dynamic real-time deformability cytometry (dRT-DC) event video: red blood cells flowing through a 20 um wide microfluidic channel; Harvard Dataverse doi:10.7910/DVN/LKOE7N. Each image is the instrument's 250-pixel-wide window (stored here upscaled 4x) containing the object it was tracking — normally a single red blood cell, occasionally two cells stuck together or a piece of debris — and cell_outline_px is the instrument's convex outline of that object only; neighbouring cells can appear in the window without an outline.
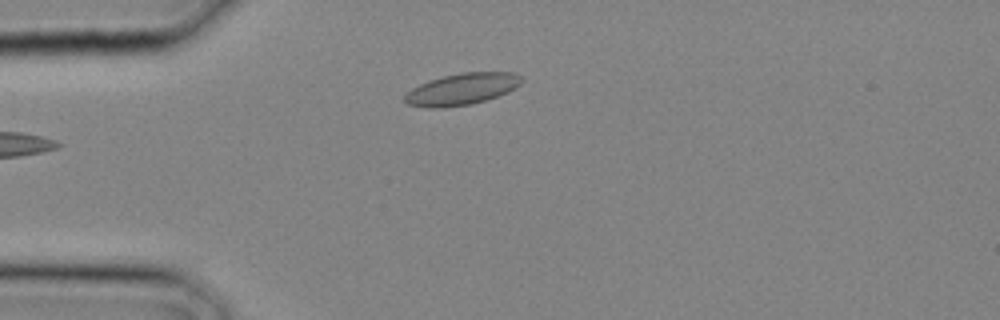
{"species": "common noctule bat (a hibernating species)", "species_latin": "Nyctalus noctula", "temperature_condition": "cold", "stored_images_in_passage": 2, "camera_frame_rate_fps": 3000, "um_per_image_px": 0.085, "animal": {"sex": "male", "body_mass_g": 20.4}, "frame": {"image": 1, "passage_image": 2, "time_ms": 0.333, "image_size_px": [1000, 320], "cell_outline_px": [[524, 80], [520, 84], [508, 92], [472, 104], [444, 108], [424, 108], [408, 104], [404, 100], [404, 96], [412, 88], [428, 80], [460, 72], [512, 72], [520, 76]], "centroid_in_image_um": [39.24, 7.58], "position_along_channel_um": 45.8, "area_um2": 21.56}}